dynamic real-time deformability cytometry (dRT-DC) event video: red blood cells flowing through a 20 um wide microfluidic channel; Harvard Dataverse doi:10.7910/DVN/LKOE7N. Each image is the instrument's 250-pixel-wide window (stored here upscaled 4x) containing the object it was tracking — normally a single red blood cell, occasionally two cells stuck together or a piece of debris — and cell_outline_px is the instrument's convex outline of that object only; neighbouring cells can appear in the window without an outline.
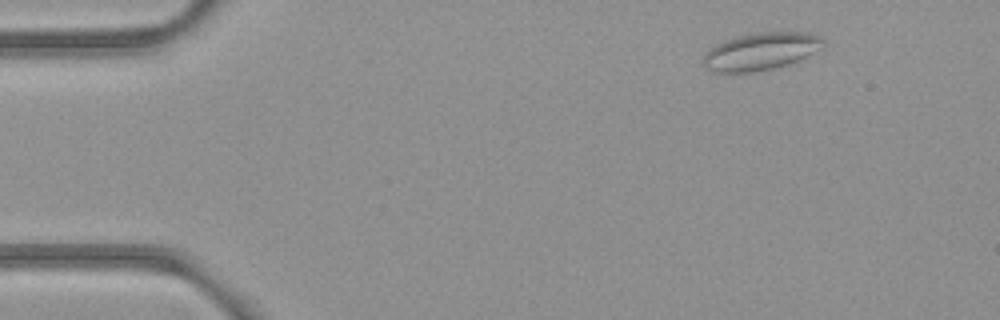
{"species": "common noctule bat (a hibernating species)", "species_latin": "Nyctalus noctula", "temperature_condition": "room temperature", "stored_images_in_passage": 9, "camera_frame_rate_fps": 3000, "um_per_image_px": 0.085, "animal": {"sex": "female", "body_mass_g": 21.9}, "frame": {"image": 1, "passage_image": 2, "time_ms": 1.333, "image_size_px": [1000, 320], "cell_outline_px": [[824, 40], [812, 52], [788, 64], [772, 68], [752, 72], [716, 72], [704, 68], [704, 56], [708, 48], [724, 40], [736, 36], [756, 32], [804, 32], [820, 36]], "centroid_in_image_um": [64.57, 4.35], "position_along_channel_um": 20.4, "area_um2": 25.66}}
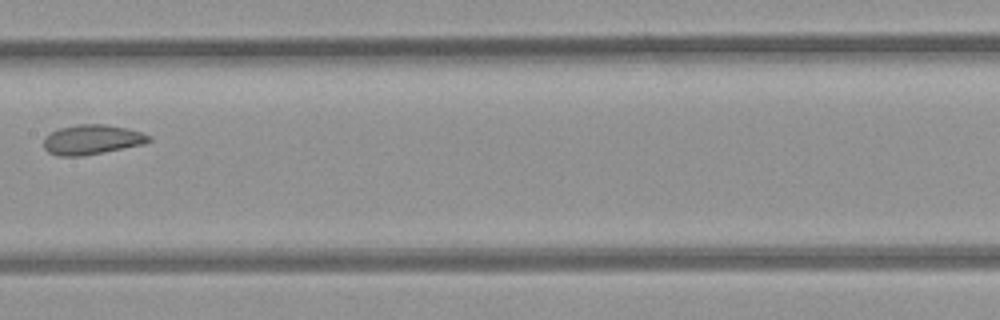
{"frame": {"image": 2, "passage_image": 8, "time_ms": 8.333, "image_size_px": [1000, 320], "cell_outline_px": [[152, 140], [144, 144], [80, 156], [56, 156], [48, 152], [44, 148], [44, 136], [60, 128], [80, 124], [104, 124], [144, 132], [152, 136]], "centroid_in_image_um": [7.82, 11.86], "position_along_channel_um": 199.6, "area_um2": 18.15}}
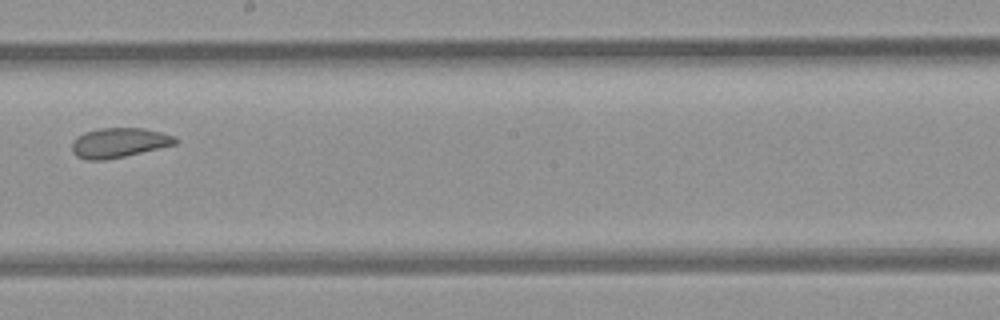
{"frame": {"image": 3, "passage_image": 9, "time_ms": 9.333, "image_size_px": [1000, 320], "cell_outline_px": [[180, 140], [176, 144], [124, 156], [104, 160], [88, 160], [76, 156], [72, 152], [72, 140], [84, 132], [100, 128], [144, 128], [176, 136]], "centroid_in_image_um": [10.11, 12.12], "position_along_channel_um": 238.1, "area_um2": 17.92}}